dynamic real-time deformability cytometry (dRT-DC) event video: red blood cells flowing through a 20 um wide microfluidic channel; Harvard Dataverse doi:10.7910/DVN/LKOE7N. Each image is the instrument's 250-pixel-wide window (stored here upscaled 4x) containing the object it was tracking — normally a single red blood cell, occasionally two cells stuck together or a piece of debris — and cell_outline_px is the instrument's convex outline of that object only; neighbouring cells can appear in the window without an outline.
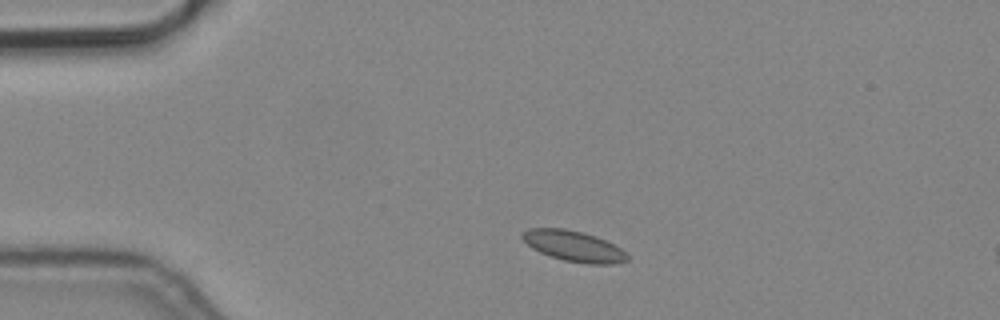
{"species": "common noctule bat (a hibernating species)", "species_latin": "Nyctalus noctula", "temperature_condition": "cold", "stored_images_in_passage": 4, "camera_frame_rate_fps": 3000, "um_per_image_px": 0.085, "animal": {"sex": "male", "body_mass_g": 19.2, "forearm_length_mm": 51.8}, "frame": {"image": 1, "passage_image": 1, "time_ms": 0.0, "image_size_px": [1000, 320], "cell_outline_px": [[628, 260], [616, 264], [588, 264], [564, 260], [540, 252], [532, 248], [520, 236], [520, 232], [528, 228], [564, 228], [584, 232], [596, 236], [620, 248], [628, 256]], "centroid_in_image_um": [48.74, 20.91], "position_along_channel_um": 36.3, "area_um2": 18.73}}
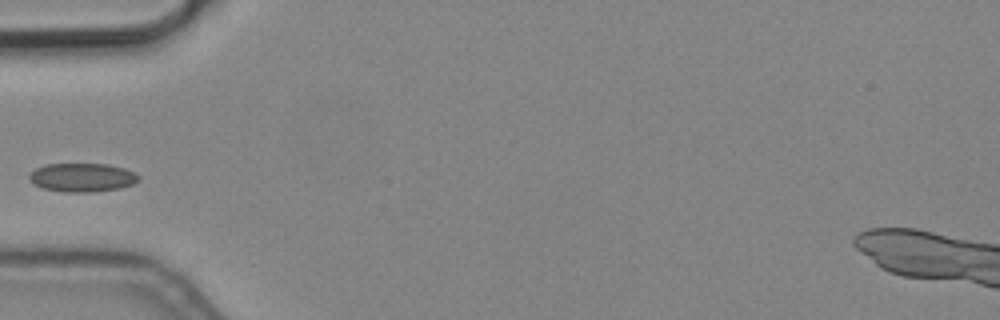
{"frame": {"image": 2, "passage_image": 3, "time_ms": 0.667, "image_size_px": [1000, 320], "cell_outline_px": [[140, 180], [132, 184], [120, 188], [92, 192], [64, 192], [44, 188], [28, 180], [28, 172], [44, 164], [108, 164], [124, 168], [136, 172], [140, 176]], "centroid_in_image_um": [6.99, 15.07], "position_along_channel_um": 78.0, "area_um2": 18.44}}
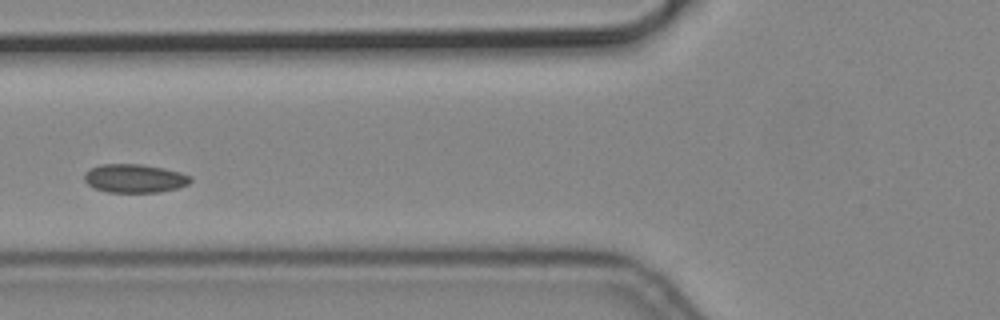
{"frame": {"image": 3, "passage_image": 4, "time_ms": 1.0, "image_size_px": [1000, 320], "cell_outline_px": [[192, 180], [188, 184], [176, 188], [160, 192], [108, 192], [92, 188], [84, 180], [84, 172], [88, 168], [100, 164], [140, 164], [164, 168], [180, 172], [192, 176]], "centroid_in_image_um": [11.4, 15.15], "position_along_channel_um": 114.4, "area_um2": 17.86}}